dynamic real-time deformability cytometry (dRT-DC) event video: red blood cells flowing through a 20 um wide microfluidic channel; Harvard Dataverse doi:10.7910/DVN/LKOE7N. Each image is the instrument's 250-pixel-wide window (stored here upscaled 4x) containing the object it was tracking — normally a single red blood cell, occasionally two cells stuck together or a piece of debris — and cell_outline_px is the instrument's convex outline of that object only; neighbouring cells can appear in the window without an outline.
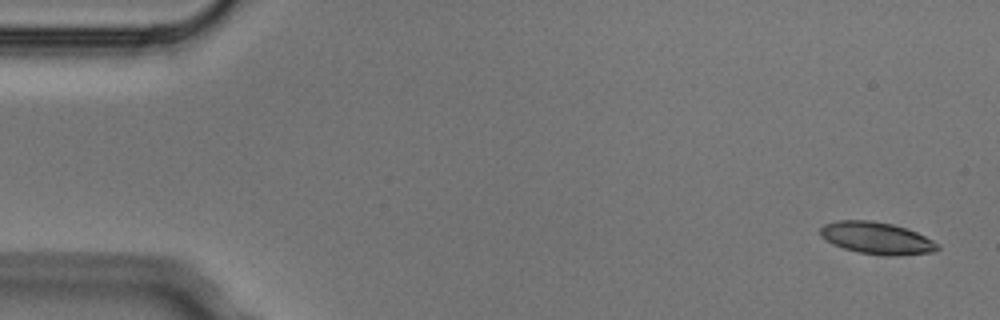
{"species": "Egyptian fruit bat (a non-hibernating species)", "species_latin": "Rousettus aegyptiacus", "temperature_condition": "cold", "stored_images_in_passage": 4, "camera_frame_rate_fps": 3000, "um_per_image_px": 0.085, "animal": {"sex": "male"}, "frame": {"image": 1, "passage_image": 1, "time_ms": 0.0, "image_size_px": [1000, 320], "cell_outline_px": [[940, 248], [932, 252], [892, 256], [888, 256], [856, 252], [832, 244], [820, 236], [820, 228], [824, 224], [836, 220], [872, 220], [892, 224], [916, 232], [940, 244]], "centroid_in_image_um": [74.49, 20.23], "position_along_channel_um": 10.5, "area_um2": 21.91}}
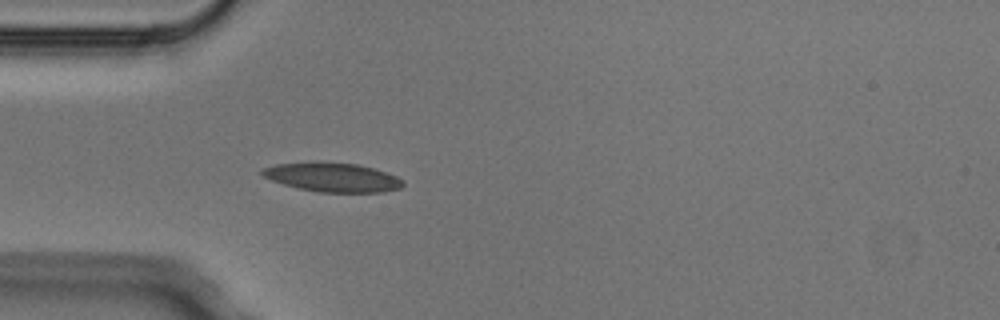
{"frame": {"image": 2, "passage_image": 4, "time_ms": 1.0, "image_size_px": [1000, 320], "cell_outline_px": [[404, 184], [400, 188], [384, 192], [320, 192], [300, 188], [284, 184], [272, 180], [264, 176], [260, 172], [260, 168], [276, 164], [316, 160], [356, 164], [372, 168], [396, 176], [404, 180]], "centroid_in_image_um": [28.23, 15.04], "position_along_channel_um": 56.8, "area_um2": 24.04}}